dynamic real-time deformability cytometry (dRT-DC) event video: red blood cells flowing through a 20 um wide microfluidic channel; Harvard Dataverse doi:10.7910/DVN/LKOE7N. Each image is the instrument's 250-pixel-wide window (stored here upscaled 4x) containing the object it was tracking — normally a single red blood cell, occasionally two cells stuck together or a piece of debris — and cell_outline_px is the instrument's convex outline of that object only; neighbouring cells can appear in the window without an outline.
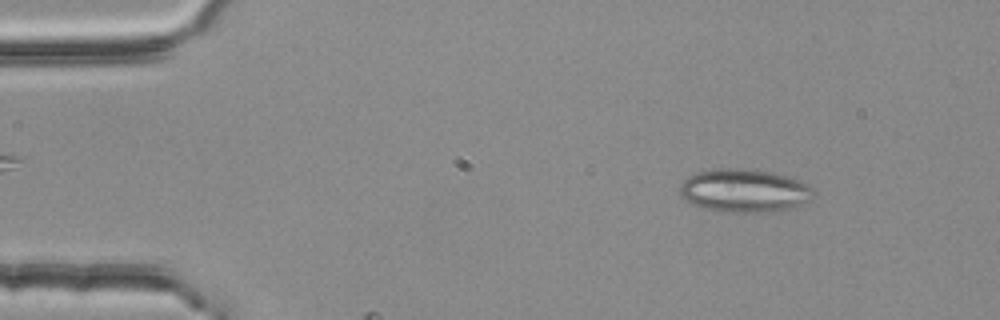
{"species": "common noctule bat (a hibernating species)", "species_latin": "Nyctalus noctula", "temperature_condition": "room temperature", "stored_images_in_passage": 3, "camera_frame_rate_fps": 3000, "um_per_image_px": 0.085, "animal": {"sex": "female", "body_mass_g": 25.1}, "frame": {"image": 1, "passage_image": 1, "time_ms": 0.0, "image_size_px": [1000, 320], "cell_outline_px": [[812, 192], [808, 200], [796, 208], [772, 212], [724, 212], [704, 208], [692, 204], [680, 196], [680, 184], [688, 176], [700, 172], [716, 168], [740, 168], [768, 172], [788, 176], [800, 180], [808, 184], [812, 188]], "centroid_in_image_um": [63.26, 16.22], "position_along_channel_um": 21.7, "area_um2": 33.7}}